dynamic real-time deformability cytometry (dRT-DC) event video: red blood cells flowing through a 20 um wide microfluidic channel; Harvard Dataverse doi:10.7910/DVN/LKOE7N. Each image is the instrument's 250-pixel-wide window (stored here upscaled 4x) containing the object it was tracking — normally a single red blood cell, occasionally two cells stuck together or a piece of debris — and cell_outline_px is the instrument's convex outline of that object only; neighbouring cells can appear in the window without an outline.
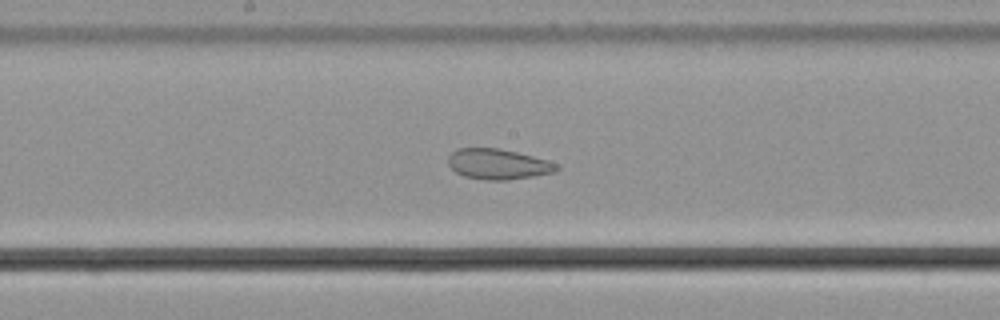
{"species": "common noctule bat (a hibernating species)", "species_latin": "Nyctalus noctula", "temperature_condition": "cold", "stored_images_in_passage": 42, "camera_frame_rate_fps": 3000, "um_per_image_px": 0.085, "animal": {"sex": "male", "body_mass_g": 21.5, "forearm_length_mm": 52.0}, "frame": {"image": 1, "passage_image": 15, "time_ms": 4.667, "image_size_px": [1000, 320], "cell_outline_px": [[560, 168], [552, 172], [532, 176], [508, 180], [484, 180], [464, 176], [456, 172], [448, 164], [448, 156], [456, 148], [496, 148], [516, 152], [548, 160], [560, 164]], "centroid_in_image_um": [42.32, 13.95], "position_along_channel_um": 205.9, "area_um2": 19.19}}
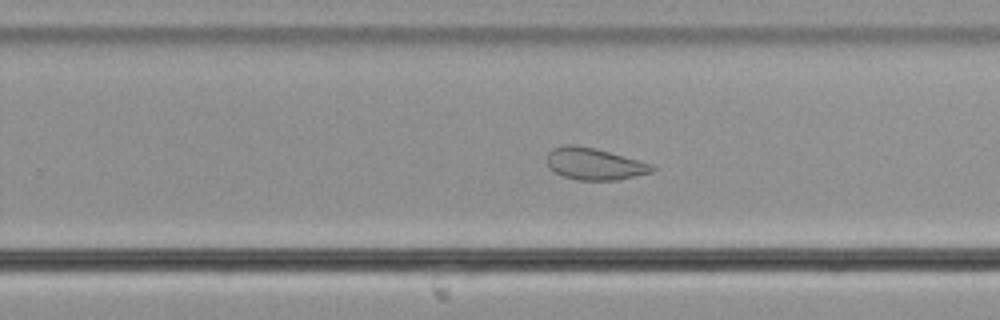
{"frame": {"image": 2, "passage_image": 21, "time_ms": 6.667, "image_size_px": [1000, 320], "cell_outline_px": [[656, 168], [652, 172], [616, 180], [576, 180], [564, 176], [548, 168], [548, 152], [552, 148], [564, 144], [576, 144], [608, 152], [652, 164]], "centroid_in_image_um": [50.49, 13.93], "position_along_channel_um": 279.3, "area_um2": 19.31}}
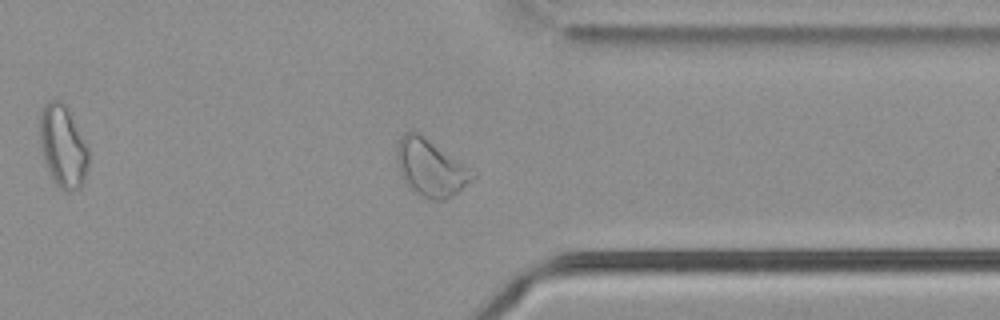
{"frame": {"image": 3, "passage_image": 29, "time_ms": 9.333, "image_size_px": [1000, 320], "cell_outline_px": [[476, 176], [472, 180], [452, 196], [444, 200], [432, 200], [416, 192], [404, 180], [400, 172], [396, 160], [396, 148], [400, 136], [404, 132], [416, 132], [476, 172]], "centroid_in_image_um": [36.59, 14.27], "position_along_channel_um": 374.8, "area_um2": 24.45}, "authors_computed_cell_mechanics": {"area_um2": 22.3397, "velocity_mm_per_s": 3.6789, "shape_relaxation_time_tau1_ms": null, "shape_relaxation_time_tau2_ms": 1.9538, "deformation_change_tau1": null, "deformation_change_tau2": 0.0839}}